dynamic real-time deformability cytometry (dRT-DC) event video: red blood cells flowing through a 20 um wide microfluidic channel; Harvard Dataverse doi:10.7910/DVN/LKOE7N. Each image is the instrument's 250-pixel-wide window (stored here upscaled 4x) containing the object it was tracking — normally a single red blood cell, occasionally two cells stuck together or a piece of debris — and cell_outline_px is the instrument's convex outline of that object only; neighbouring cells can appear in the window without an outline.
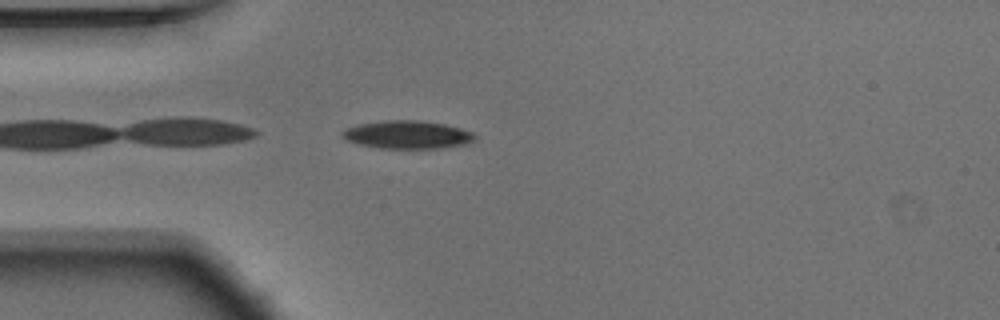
{"species": "Egyptian fruit bat (a non-hibernating species)", "species_latin": "Rousettus aegyptiacus", "temperature_condition": "warm", "stored_images_in_passage": 8, "camera_frame_rate_fps": 3000, "um_per_image_px": 0.085, "animal": {"sex": "male"}, "frame": {"image": 1, "passage_image": 1, "time_ms": 0.0, "image_size_px": [1000, 320], "cell_outline_px": [[476, 140], [468, 144], [440, 148], [380, 148], [360, 144], [348, 140], [340, 136], [340, 132], [348, 128], [360, 124], [384, 120], [416, 120], [444, 124], [460, 128], [472, 132], [476, 136]], "centroid_in_image_um": [34.66, 11.45], "position_along_channel_um": 50.3, "area_um2": 21.56}}
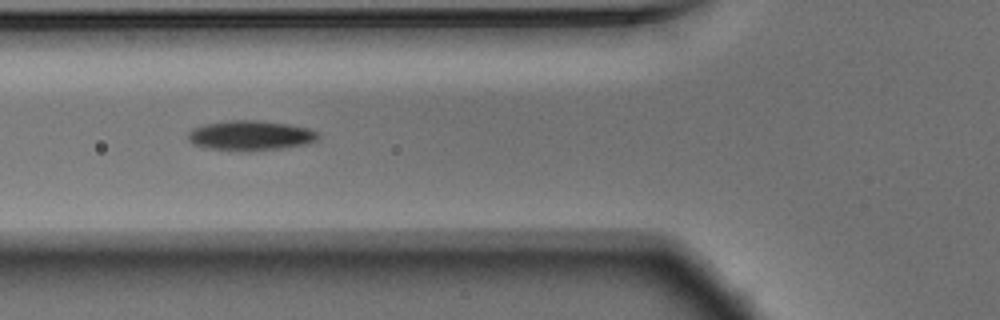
{"frame": {"image": 2, "passage_image": 6, "time_ms": 1.667, "image_size_px": [1000, 320], "cell_outline_px": [[320, 136], [316, 140], [308, 144], [280, 148], [248, 152], [240, 152], [208, 148], [192, 144], [188, 140], [188, 132], [192, 128], [204, 124], [228, 120], [260, 120], [288, 124], [308, 128], [320, 132]], "centroid_in_image_um": [21.28, 11.52], "position_along_channel_um": 104.5, "area_um2": 23.12}}